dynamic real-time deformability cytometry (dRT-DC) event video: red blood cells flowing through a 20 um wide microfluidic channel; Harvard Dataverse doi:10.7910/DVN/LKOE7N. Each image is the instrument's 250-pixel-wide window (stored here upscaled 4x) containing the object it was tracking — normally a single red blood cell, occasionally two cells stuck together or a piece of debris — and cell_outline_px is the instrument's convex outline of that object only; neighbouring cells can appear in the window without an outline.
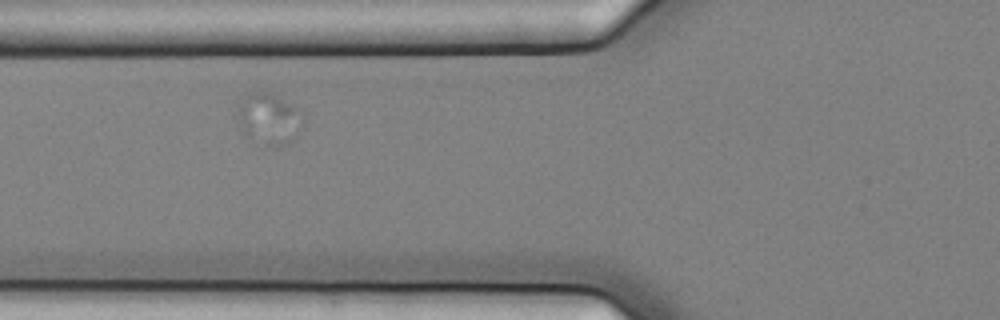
{"species": "common noctule bat (a hibernating species)", "species_latin": "Nyctalus noctula", "temperature_condition": "cold", "stored_images_in_passage": 3, "camera_frame_rate_fps": 3000, "um_per_image_px": 0.085, "animal": {"sex": "female", "body_mass_g": 25.1}, "frame": {"image": 1, "passage_image": 2, "time_ms": 0.333, "image_size_px": [1000, 320], "cell_outline_px": [[304, 120], [296, 136], [288, 144], [280, 148], [276, 148], [264, 144], [240, 132], [236, 112], [236, 104], [252, 92], [268, 92], [276, 96], [304, 112]], "centroid_in_image_um": [22.85, 10.13], "position_along_channel_um": 103.0, "area_um2": 19.88}}
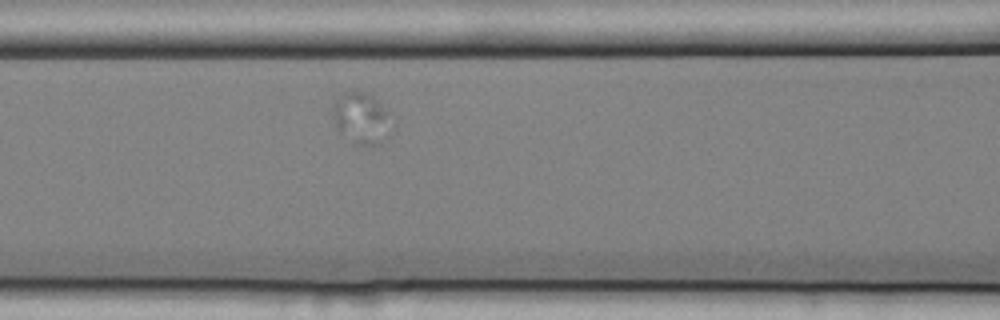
{"frame": {"image": 2, "passage_image": 3, "time_ms": 0.667, "image_size_px": [1000, 320], "cell_outline_px": [[388, 112], [380, 144], [352, 144], [336, 132], [332, 116], [332, 104], [344, 92], [368, 92]], "centroid_in_image_um": [30.53, 10.04], "position_along_channel_um": 136.1, "area_um2": 16.88}}